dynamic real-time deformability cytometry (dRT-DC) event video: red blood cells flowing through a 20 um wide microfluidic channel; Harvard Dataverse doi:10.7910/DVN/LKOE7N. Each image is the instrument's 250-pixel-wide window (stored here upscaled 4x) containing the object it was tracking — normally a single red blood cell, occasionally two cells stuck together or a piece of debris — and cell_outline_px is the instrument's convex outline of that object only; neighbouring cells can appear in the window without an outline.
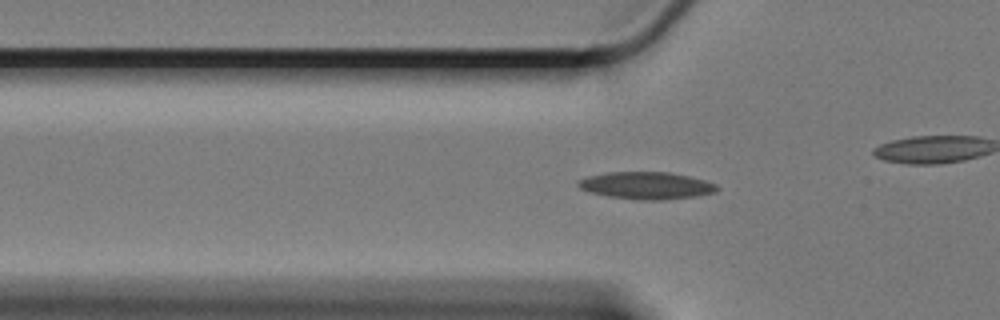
{"species": "Egyptian fruit bat (a non-hibernating species)", "species_latin": "Rousettus aegyptiacus", "temperature_condition": "cold", "stored_images_in_passage": 48, "camera_frame_rate_fps": 3000, "um_per_image_px": 0.085, "animal": {"sex": "female"}, "frame": {"image": 1, "passage_image": 19, "time_ms": 6.0, "image_size_px": [1000, 320], "cell_outline_px": [[720, 188], [716, 192], [696, 196], [664, 200], [640, 200], [608, 196], [592, 192], [580, 188], [576, 184], [580, 180], [588, 176], [608, 172], [668, 172], [688, 176], [704, 180], [716, 184]], "centroid_in_image_um": [54.98, 15.77], "position_along_channel_um": 70.8, "area_um2": 21.91}}
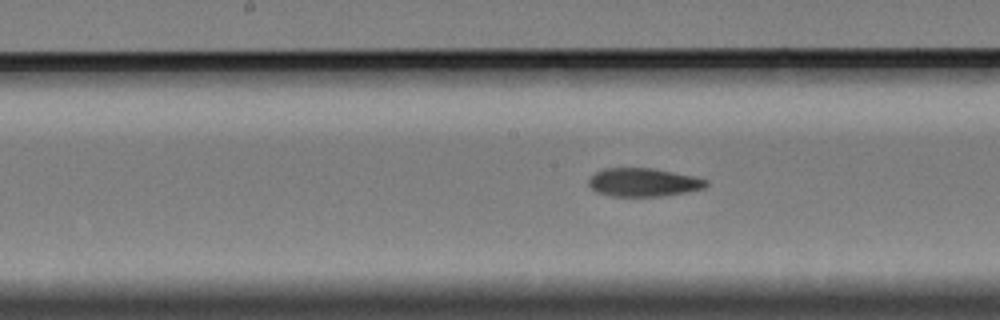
{"frame": {"image": 2, "passage_image": 30, "time_ms": 9.667, "image_size_px": [1000, 320], "cell_outline_px": [[708, 184], [704, 188], [664, 196], [612, 196], [596, 192], [588, 184], [588, 180], [596, 172], [604, 168], [652, 168], [692, 176], [708, 180]], "centroid_in_image_um": [54.67, 15.5], "position_along_channel_um": 193.5, "area_um2": 19.25}}
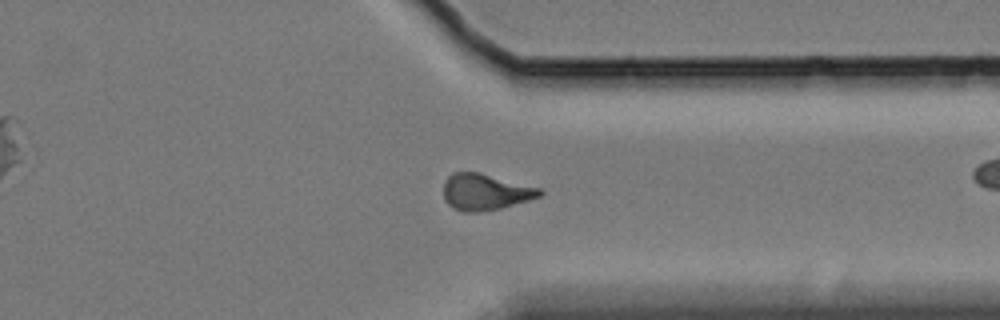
{"frame": {"image": 3, "passage_image": 46, "time_ms": 15.0, "image_size_px": [1000, 320], "cell_outline_px": [[544, 192], [540, 196], [528, 200], [500, 208], [476, 212], [464, 212], [452, 208], [444, 200], [444, 180], [452, 172], [480, 172], [544, 188]], "centroid_in_image_um": [41.26, 16.3], "position_along_channel_um": 370.1, "area_um2": 20.63}}